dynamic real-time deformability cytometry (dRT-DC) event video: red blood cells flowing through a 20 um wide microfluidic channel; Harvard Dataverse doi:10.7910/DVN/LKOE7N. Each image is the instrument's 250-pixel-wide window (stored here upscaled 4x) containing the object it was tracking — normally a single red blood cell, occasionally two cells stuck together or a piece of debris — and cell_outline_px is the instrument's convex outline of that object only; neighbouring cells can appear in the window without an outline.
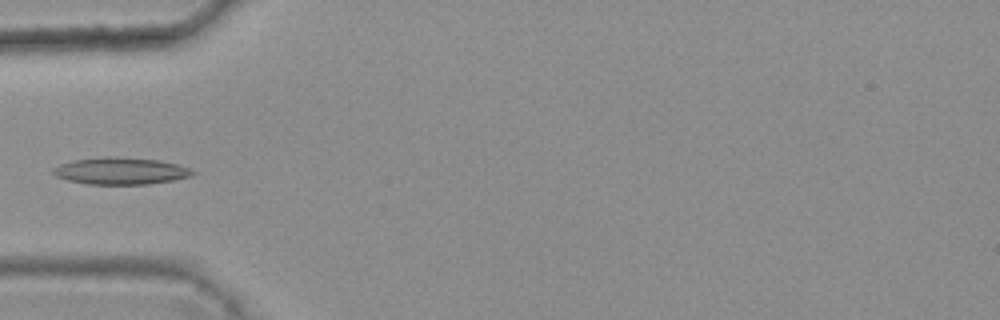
{"species": "common noctule bat (a hibernating species)", "species_latin": "Nyctalus noctula", "temperature_condition": "warm", "stored_images_in_passage": 4, "camera_frame_rate_fps": 3000, "um_per_image_px": 0.085, "animal": {"sex": "female", "body_mass_g": 25.1}, "frame": {"image": 1, "passage_image": 4, "time_ms": 1.0, "image_size_px": [1000, 320], "cell_outline_px": [[196, 172], [192, 176], [172, 180], [148, 184], [88, 184], [68, 180], [56, 176], [52, 172], [52, 168], [60, 164], [72, 160], [108, 156], [116, 156], [160, 160], [176, 164], [188, 168]], "centroid_in_image_um": [10.24, 14.52], "position_along_channel_um": 74.8, "area_um2": 21.91}}